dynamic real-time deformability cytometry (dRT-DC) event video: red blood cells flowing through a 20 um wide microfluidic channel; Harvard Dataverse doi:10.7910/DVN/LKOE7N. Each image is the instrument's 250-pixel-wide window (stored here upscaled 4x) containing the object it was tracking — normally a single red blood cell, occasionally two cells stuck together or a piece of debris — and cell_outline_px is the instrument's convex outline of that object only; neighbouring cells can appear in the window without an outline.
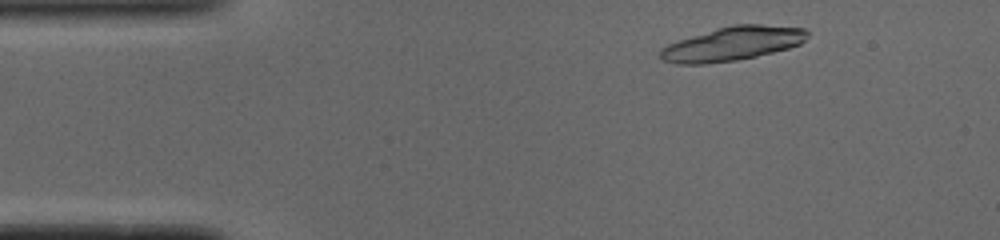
{"species": "common noctule bat (a hibernating species)", "species_latin": "Nyctalus noctula", "temperature_condition": "cold", "stored_images_in_passage": 12, "camera_frame_rate_fps": 3000, "um_per_image_px": 0.085, "animal": {"sex": "male", "body_mass_g": 19.0, "forearm_length_mm": 50.8}, "frame": {"image": 1, "passage_image": 4, "time_ms": 1.0, "image_size_px": [1000, 240], "cell_outline_px": [[808, 36], [800, 44], [788, 48], [756, 56], [736, 60], [704, 64], [676, 64], [664, 60], [660, 56], [660, 48], [668, 44], [716, 28], [732, 24], [760, 24], [804, 28], [808, 32]], "centroid_in_image_um": [62.26, 3.71], "position_along_channel_um": 22.7, "area_um2": 28.9}}